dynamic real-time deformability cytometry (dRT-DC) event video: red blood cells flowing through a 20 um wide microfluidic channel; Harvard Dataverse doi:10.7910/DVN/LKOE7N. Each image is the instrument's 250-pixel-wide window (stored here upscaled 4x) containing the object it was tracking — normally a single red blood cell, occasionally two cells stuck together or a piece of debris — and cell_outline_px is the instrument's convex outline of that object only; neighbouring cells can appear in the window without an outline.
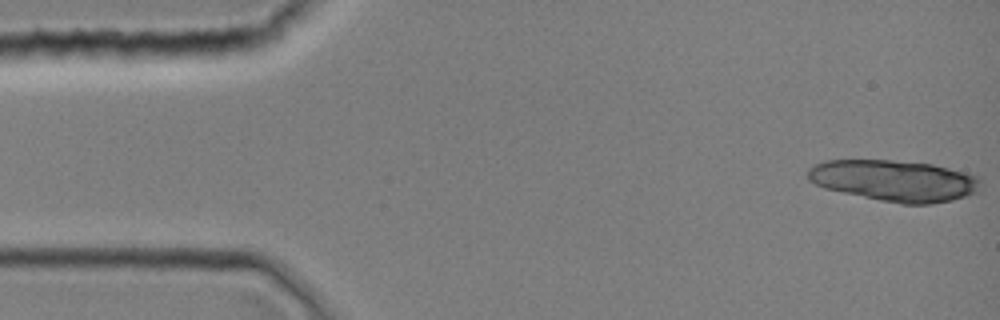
{"species": "common noctule bat (a hibernating species)", "species_latin": "Nyctalus noctula", "temperature_condition": "room temperature", "stored_images_in_passage": 10, "camera_frame_rate_fps": 3000, "um_per_image_px": 0.085, "animal": {"sex": "female", "body_mass_g": 19.0, "forearm_length_mm": 51.5}, "frame": {"image": 1, "passage_image": 1, "time_ms": 0.0, "image_size_px": [1000, 320], "cell_outline_px": [[980, 180], [976, 192], [952, 200], [932, 204], [900, 204], [880, 200], [824, 188], [808, 180], [808, 168], [812, 164], [824, 160], [892, 160], [932, 164], [964, 172], [976, 176]], "centroid_in_image_um": [75.97, 15.35], "position_along_channel_um": 9.0, "area_um2": 41.33}}